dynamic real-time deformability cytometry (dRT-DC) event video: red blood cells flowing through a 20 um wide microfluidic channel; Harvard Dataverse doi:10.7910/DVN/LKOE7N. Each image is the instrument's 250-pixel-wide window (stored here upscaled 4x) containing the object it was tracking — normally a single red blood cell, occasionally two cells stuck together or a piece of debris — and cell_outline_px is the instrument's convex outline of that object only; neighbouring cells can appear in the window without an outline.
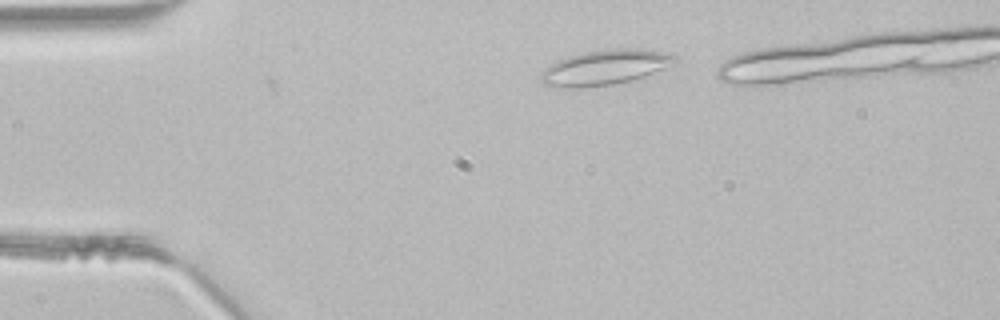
{"species": "common noctule bat (a hibernating species)", "species_latin": "Nyctalus noctula", "temperature_condition": "room temperature", "stored_images_in_passage": 29, "camera_frame_rate_fps": 3000, "um_per_image_px": 0.085, "animal": {"sex": "male", "body_mass_g": 21.5, "forearm_length_mm": 52.0}, "frame": {"image": 1, "passage_image": 1, "time_ms": 0.0, "image_size_px": [1000, 320], "cell_outline_px": [[680, 60], [644, 76], [612, 84], [580, 88], [568, 88], [544, 84], [540, 80], [540, 76], [544, 68], [556, 60], [568, 56], [584, 52], [608, 48], [636, 48], [660, 52], [676, 56]], "centroid_in_image_um": [51.36, 5.71], "position_along_channel_um": 33.6, "area_um2": 27.11}}
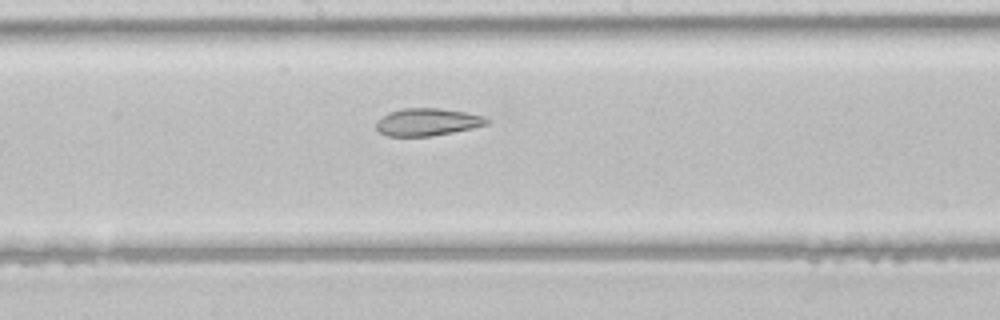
{"frame": {"image": 2, "passage_image": 16, "time_ms": 5.0, "image_size_px": [1000, 320], "cell_outline_px": [[488, 124], [472, 128], [452, 132], [428, 136], [388, 136], [380, 132], [376, 128], [376, 120], [388, 112], [404, 108], [440, 108], [464, 112], [484, 116], [488, 120]], "centroid_in_image_um": [36.29, 10.36], "position_along_channel_um": 211.9, "area_um2": 17.57}}
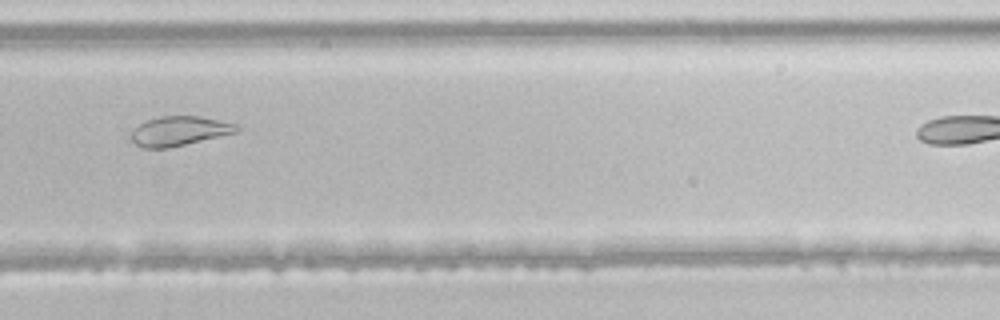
{"frame": {"image": 3, "passage_image": 23, "time_ms": 7.333, "image_size_px": [1000, 320], "cell_outline_px": [[240, 128], [236, 132], [168, 148], [144, 148], [136, 144], [132, 140], [132, 132], [140, 124], [148, 120], [160, 116], [200, 116], [236, 124]], "centroid_in_image_um": [15.24, 11.13], "position_along_channel_um": 314.6, "area_um2": 17.69}}